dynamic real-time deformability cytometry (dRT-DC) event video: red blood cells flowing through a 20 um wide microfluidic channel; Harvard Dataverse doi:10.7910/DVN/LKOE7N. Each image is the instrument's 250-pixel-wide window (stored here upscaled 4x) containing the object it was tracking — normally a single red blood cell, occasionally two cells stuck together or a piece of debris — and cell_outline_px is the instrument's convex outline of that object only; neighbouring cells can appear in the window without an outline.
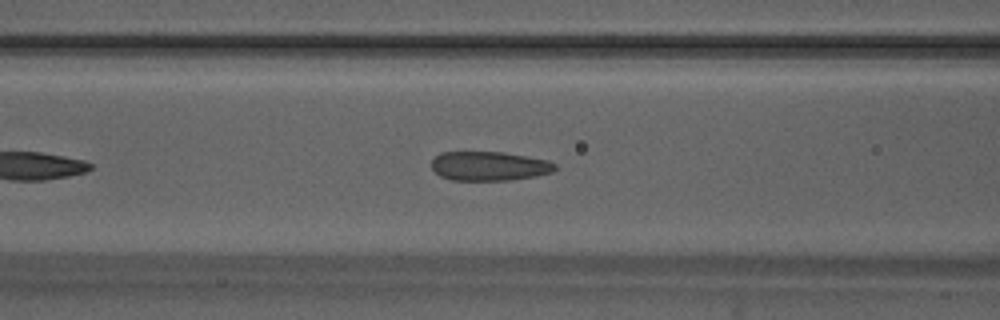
{"species": "Egyptian fruit bat (a non-hibernating species)", "species_latin": "Rousettus aegyptiacus", "temperature_condition": "warm", "stored_images_in_passage": 19, "camera_frame_rate_fps": 3000, "um_per_image_px": 0.085, "animal": {"sex": "male"}, "frame": {"image": 1, "passage_image": 11, "time_ms": 3.333, "image_size_px": [1000, 320], "cell_outline_px": [[556, 168], [552, 172], [536, 176], [512, 180], [452, 180], [440, 176], [432, 168], [432, 160], [440, 152], [504, 152], [548, 160], [556, 164]], "centroid_in_image_um": [41.59, 14.11], "position_along_channel_um": 125.0, "area_um2": 21.04}}